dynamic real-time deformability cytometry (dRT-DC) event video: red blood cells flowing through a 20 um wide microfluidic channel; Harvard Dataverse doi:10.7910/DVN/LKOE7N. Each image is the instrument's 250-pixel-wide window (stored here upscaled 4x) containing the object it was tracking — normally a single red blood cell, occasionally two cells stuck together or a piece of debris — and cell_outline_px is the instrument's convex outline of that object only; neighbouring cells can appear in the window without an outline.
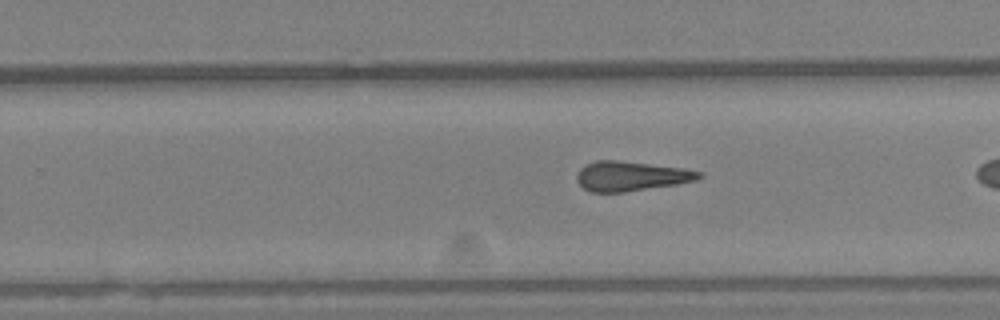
{"species": "Egyptian fruit bat (a non-hibernating species)", "species_latin": "Rousettus aegyptiacus", "temperature_condition": "warm", "stored_images_in_passage": 32, "camera_frame_rate_fps": 3000, "um_per_image_px": 0.085, "animal": {"sex": "female"}, "frame": {"image": 1, "passage_image": 24, "time_ms": 7.667, "image_size_px": [1000, 320], "cell_outline_px": [[704, 176], [696, 180], [676, 184], [624, 192], [592, 192], [584, 188], [576, 180], [576, 176], [580, 168], [596, 160], [616, 160], [684, 168], [700, 172]], "centroid_in_image_um": [53.62, 14.97], "position_along_channel_um": 276.2, "area_um2": 20.92}}